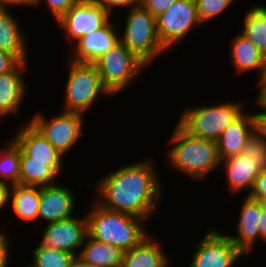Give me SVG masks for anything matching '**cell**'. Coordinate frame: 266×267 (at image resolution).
Returning <instances> with one entry per match:
<instances>
[{
  "label": "cell",
  "instance_id": "60d3db41",
  "mask_svg": "<svg viewBox=\"0 0 266 267\" xmlns=\"http://www.w3.org/2000/svg\"><path fill=\"white\" fill-rule=\"evenodd\" d=\"M255 113H256L257 129L266 139V113L260 111Z\"/></svg>",
  "mask_w": 266,
  "mask_h": 267
},
{
  "label": "cell",
  "instance_id": "603a6c76",
  "mask_svg": "<svg viewBox=\"0 0 266 267\" xmlns=\"http://www.w3.org/2000/svg\"><path fill=\"white\" fill-rule=\"evenodd\" d=\"M78 256L95 267H121L124 251L87 234Z\"/></svg>",
  "mask_w": 266,
  "mask_h": 267
},
{
  "label": "cell",
  "instance_id": "4316f807",
  "mask_svg": "<svg viewBox=\"0 0 266 267\" xmlns=\"http://www.w3.org/2000/svg\"><path fill=\"white\" fill-rule=\"evenodd\" d=\"M0 181L20 185V147L12 138L0 149Z\"/></svg>",
  "mask_w": 266,
  "mask_h": 267
},
{
  "label": "cell",
  "instance_id": "d4e9b609",
  "mask_svg": "<svg viewBox=\"0 0 266 267\" xmlns=\"http://www.w3.org/2000/svg\"><path fill=\"white\" fill-rule=\"evenodd\" d=\"M59 175L48 161L29 160V156L20 148V185L50 186L56 184Z\"/></svg>",
  "mask_w": 266,
  "mask_h": 267
},
{
  "label": "cell",
  "instance_id": "d6986e66",
  "mask_svg": "<svg viewBox=\"0 0 266 267\" xmlns=\"http://www.w3.org/2000/svg\"><path fill=\"white\" fill-rule=\"evenodd\" d=\"M220 167H224L222 171H225L224 177L230 193H240L244 190L248 191L246 195H249L261 173L258 164L242 154L222 160Z\"/></svg>",
  "mask_w": 266,
  "mask_h": 267
},
{
  "label": "cell",
  "instance_id": "7402d4cb",
  "mask_svg": "<svg viewBox=\"0 0 266 267\" xmlns=\"http://www.w3.org/2000/svg\"><path fill=\"white\" fill-rule=\"evenodd\" d=\"M229 45V60H231L235 75L255 70L258 78L263 68L264 55L256 45L241 32L233 36Z\"/></svg>",
  "mask_w": 266,
  "mask_h": 267
},
{
  "label": "cell",
  "instance_id": "484cf974",
  "mask_svg": "<svg viewBox=\"0 0 266 267\" xmlns=\"http://www.w3.org/2000/svg\"><path fill=\"white\" fill-rule=\"evenodd\" d=\"M241 33L250 39L258 50L266 55V6L255 5L248 10L243 18Z\"/></svg>",
  "mask_w": 266,
  "mask_h": 267
},
{
  "label": "cell",
  "instance_id": "f546056e",
  "mask_svg": "<svg viewBox=\"0 0 266 267\" xmlns=\"http://www.w3.org/2000/svg\"><path fill=\"white\" fill-rule=\"evenodd\" d=\"M235 0H195L198 16L204 24L221 13L234 3Z\"/></svg>",
  "mask_w": 266,
  "mask_h": 267
},
{
  "label": "cell",
  "instance_id": "b9f144b4",
  "mask_svg": "<svg viewBox=\"0 0 266 267\" xmlns=\"http://www.w3.org/2000/svg\"><path fill=\"white\" fill-rule=\"evenodd\" d=\"M69 267H95L92 264L85 262L79 256H76L70 263Z\"/></svg>",
  "mask_w": 266,
  "mask_h": 267
},
{
  "label": "cell",
  "instance_id": "5b68a950",
  "mask_svg": "<svg viewBox=\"0 0 266 267\" xmlns=\"http://www.w3.org/2000/svg\"><path fill=\"white\" fill-rule=\"evenodd\" d=\"M68 74L64 91L62 111L85 114L100 100L112 96L104 87L94 63L68 60ZM100 96V97H99Z\"/></svg>",
  "mask_w": 266,
  "mask_h": 267
},
{
  "label": "cell",
  "instance_id": "30bf717a",
  "mask_svg": "<svg viewBox=\"0 0 266 267\" xmlns=\"http://www.w3.org/2000/svg\"><path fill=\"white\" fill-rule=\"evenodd\" d=\"M218 228L210 227L193 250L188 267H234L245 256Z\"/></svg>",
  "mask_w": 266,
  "mask_h": 267
},
{
  "label": "cell",
  "instance_id": "e575fe53",
  "mask_svg": "<svg viewBox=\"0 0 266 267\" xmlns=\"http://www.w3.org/2000/svg\"><path fill=\"white\" fill-rule=\"evenodd\" d=\"M249 196L258 201H266V171L258 175Z\"/></svg>",
  "mask_w": 266,
  "mask_h": 267
},
{
  "label": "cell",
  "instance_id": "f35d334b",
  "mask_svg": "<svg viewBox=\"0 0 266 267\" xmlns=\"http://www.w3.org/2000/svg\"><path fill=\"white\" fill-rule=\"evenodd\" d=\"M36 4L37 0H0V7H9V9L11 6H29L34 8Z\"/></svg>",
  "mask_w": 266,
  "mask_h": 267
},
{
  "label": "cell",
  "instance_id": "ba28073f",
  "mask_svg": "<svg viewBox=\"0 0 266 267\" xmlns=\"http://www.w3.org/2000/svg\"><path fill=\"white\" fill-rule=\"evenodd\" d=\"M84 116L80 113L62 111L48 119L38 112L29 121L65 156L84 137Z\"/></svg>",
  "mask_w": 266,
  "mask_h": 267
},
{
  "label": "cell",
  "instance_id": "83f0119b",
  "mask_svg": "<svg viewBox=\"0 0 266 267\" xmlns=\"http://www.w3.org/2000/svg\"><path fill=\"white\" fill-rule=\"evenodd\" d=\"M76 256L53 248L34 247L31 263L35 267H69Z\"/></svg>",
  "mask_w": 266,
  "mask_h": 267
},
{
  "label": "cell",
  "instance_id": "f6af8a7d",
  "mask_svg": "<svg viewBox=\"0 0 266 267\" xmlns=\"http://www.w3.org/2000/svg\"><path fill=\"white\" fill-rule=\"evenodd\" d=\"M170 263H171V259L162 267H169L170 266Z\"/></svg>",
  "mask_w": 266,
  "mask_h": 267
},
{
  "label": "cell",
  "instance_id": "ac0fdd59",
  "mask_svg": "<svg viewBox=\"0 0 266 267\" xmlns=\"http://www.w3.org/2000/svg\"><path fill=\"white\" fill-rule=\"evenodd\" d=\"M257 129L256 113L244 112L231 123L217 140L219 157L222 160L241 154L249 137Z\"/></svg>",
  "mask_w": 266,
  "mask_h": 267
},
{
  "label": "cell",
  "instance_id": "7a4b0ae2",
  "mask_svg": "<svg viewBox=\"0 0 266 267\" xmlns=\"http://www.w3.org/2000/svg\"><path fill=\"white\" fill-rule=\"evenodd\" d=\"M175 125L168 141L172 146L166 152L168 164L188 179L202 182L220 168L217 141L194 137Z\"/></svg>",
  "mask_w": 266,
  "mask_h": 267
},
{
  "label": "cell",
  "instance_id": "d590c367",
  "mask_svg": "<svg viewBox=\"0 0 266 267\" xmlns=\"http://www.w3.org/2000/svg\"><path fill=\"white\" fill-rule=\"evenodd\" d=\"M9 235L3 230H0V267H8L10 259V239Z\"/></svg>",
  "mask_w": 266,
  "mask_h": 267
},
{
  "label": "cell",
  "instance_id": "ffe728a7",
  "mask_svg": "<svg viewBox=\"0 0 266 267\" xmlns=\"http://www.w3.org/2000/svg\"><path fill=\"white\" fill-rule=\"evenodd\" d=\"M19 21L9 8L0 7V50L14 54L21 62H28V37Z\"/></svg>",
  "mask_w": 266,
  "mask_h": 267
},
{
  "label": "cell",
  "instance_id": "74e56055",
  "mask_svg": "<svg viewBox=\"0 0 266 267\" xmlns=\"http://www.w3.org/2000/svg\"><path fill=\"white\" fill-rule=\"evenodd\" d=\"M258 87V93L257 97L255 99L256 108L258 107L261 112L266 113V82H257Z\"/></svg>",
  "mask_w": 266,
  "mask_h": 267
},
{
  "label": "cell",
  "instance_id": "cb8c5ba5",
  "mask_svg": "<svg viewBox=\"0 0 266 267\" xmlns=\"http://www.w3.org/2000/svg\"><path fill=\"white\" fill-rule=\"evenodd\" d=\"M40 187L12 185L10 193V211L23 221L38 220Z\"/></svg>",
  "mask_w": 266,
  "mask_h": 267
},
{
  "label": "cell",
  "instance_id": "9c48e42d",
  "mask_svg": "<svg viewBox=\"0 0 266 267\" xmlns=\"http://www.w3.org/2000/svg\"><path fill=\"white\" fill-rule=\"evenodd\" d=\"M156 25L158 37L169 51L203 24L198 16L195 0H177L156 18Z\"/></svg>",
  "mask_w": 266,
  "mask_h": 267
},
{
  "label": "cell",
  "instance_id": "7c38bea8",
  "mask_svg": "<svg viewBox=\"0 0 266 267\" xmlns=\"http://www.w3.org/2000/svg\"><path fill=\"white\" fill-rule=\"evenodd\" d=\"M45 225L41 231L39 247L53 248L72 253L75 256L79 255L88 234L86 214L78 217L75 213L70 218Z\"/></svg>",
  "mask_w": 266,
  "mask_h": 267
},
{
  "label": "cell",
  "instance_id": "277c9868",
  "mask_svg": "<svg viewBox=\"0 0 266 267\" xmlns=\"http://www.w3.org/2000/svg\"><path fill=\"white\" fill-rule=\"evenodd\" d=\"M244 104L241 100L190 106L183 108L177 123L194 137L217 141L222 132L245 112Z\"/></svg>",
  "mask_w": 266,
  "mask_h": 267
},
{
  "label": "cell",
  "instance_id": "3957f363",
  "mask_svg": "<svg viewBox=\"0 0 266 267\" xmlns=\"http://www.w3.org/2000/svg\"><path fill=\"white\" fill-rule=\"evenodd\" d=\"M86 212L87 231L91 238L121 248L124 252L138 245L150 232L148 222L140 217L100 206L94 197Z\"/></svg>",
  "mask_w": 266,
  "mask_h": 267
},
{
  "label": "cell",
  "instance_id": "d6a6232c",
  "mask_svg": "<svg viewBox=\"0 0 266 267\" xmlns=\"http://www.w3.org/2000/svg\"><path fill=\"white\" fill-rule=\"evenodd\" d=\"M106 9L111 15L117 7L120 9L127 8L126 10L141 5V0H94Z\"/></svg>",
  "mask_w": 266,
  "mask_h": 267
},
{
  "label": "cell",
  "instance_id": "2e32d148",
  "mask_svg": "<svg viewBox=\"0 0 266 267\" xmlns=\"http://www.w3.org/2000/svg\"><path fill=\"white\" fill-rule=\"evenodd\" d=\"M239 208L238 222L235 225L237 234L228 237L244 255H248L260 240L261 205L258 200L246 195Z\"/></svg>",
  "mask_w": 266,
  "mask_h": 267
},
{
  "label": "cell",
  "instance_id": "7bdbcfd3",
  "mask_svg": "<svg viewBox=\"0 0 266 267\" xmlns=\"http://www.w3.org/2000/svg\"><path fill=\"white\" fill-rule=\"evenodd\" d=\"M257 79H258L257 82H266V55H264L263 68H262V71H261V73Z\"/></svg>",
  "mask_w": 266,
  "mask_h": 267
},
{
  "label": "cell",
  "instance_id": "8fae6325",
  "mask_svg": "<svg viewBox=\"0 0 266 267\" xmlns=\"http://www.w3.org/2000/svg\"><path fill=\"white\" fill-rule=\"evenodd\" d=\"M111 19V14L94 0H81L57 21L66 41L71 46L83 36H87L105 26Z\"/></svg>",
  "mask_w": 266,
  "mask_h": 267
},
{
  "label": "cell",
  "instance_id": "9a60e30c",
  "mask_svg": "<svg viewBox=\"0 0 266 267\" xmlns=\"http://www.w3.org/2000/svg\"><path fill=\"white\" fill-rule=\"evenodd\" d=\"M111 19L105 26L81 37L70 48V60L75 62L94 63L104 55L111 47L120 41L117 24ZM116 28V29H114ZM117 31V32H116ZM75 46V47H74Z\"/></svg>",
  "mask_w": 266,
  "mask_h": 267
},
{
  "label": "cell",
  "instance_id": "8992f818",
  "mask_svg": "<svg viewBox=\"0 0 266 267\" xmlns=\"http://www.w3.org/2000/svg\"><path fill=\"white\" fill-rule=\"evenodd\" d=\"M125 25L120 41L147 65L167 49L162 45L158 34L156 18L142 5L127 10Z\"/></svg>",
  "mask_w": 266,
  "mask_h": 267
},
{
  "label": "cell",
  "instance_id": "f1b7e54d",
  "mask_svg": "<svg viewBox=\"0 0 266 267\" xmlns=\"http://www.w3.org/2000/svg\"><path fill=\"white\" fill-rule=\"evenodd\" d=\"M241 154L256 162L261 172L266 171V139L258 129L249 137Z\"/></svg>",
  "mask_w": 266,
  "mask_h": 267
},
{
  "label": "cell",
  "instance_id": "e0dca14e",
  "mask_svg": "<svg viewBox=\"0 0 266 267\" xmlns=\"http://www.w3.org/2000/svg\"><path fill=\"white\" fill-rule=\"evenodd\" d=\"M28 67V62H21L13 71L0 74V122L3 118L7 119V116L19 114L26 94L28 95V83L23 76Z\"/></svg>",
  "mask_w": 266,
  "mask_h": 267
},
{
  "label": "cell",
  "instance_id": "52a82bcc",
  "mask_svg": "<svg viewBox=\"0 0 266 267\" xmlns=\"http://www.w3.org/2000/svg\"><path fill=\"white\" fill-rule=\"evenodd\" d=\"M104 87L119 95L143 74L148 65L119 41L94 62ZM143 69V70H142Z\"/></svg>",
  "mask_w": 266,
  "mask_h": 267
},
{
  "label": "cell",
  "instance_id": "44dd1931",
  "mask_svg": "<svg viewBox=\"0 0 266 267\" xmlns=\"http://www.w3.org/2000/svg\"><path fill=\"white\" fill-rule=\"evenodd\" d=\"M160 240L151 233L138 245L124 252L121 267H162L170 256L165 252Z\"/></svg>",
  "mask_w": 266,
  "mask_h": 267
},
{
  "label": "cell",
  "instance_id": "4dcf8cb0",
  "mask_svg": "<svg viewBox=\"0 0 266 267\" xmlns=\"http://www.w3.org/2000/svg\"><path fill=\"white\" fill-rule=\"evenodd\" d=\"M45 1V2H44ZM81 0H37L35 7L45 3L47 10L50 11L54 22H56L63 14L69 11L74 5L78 4Z\"/></svg>",
  "mask_w": 266,
  "mask_h": 267
},
{
  "label": "cell",
  "instance_id": "ee69618b",
  "mask_svg": "<svg viewBox=\"0 0 266 267\" xmlns=\"http://www.w3.org/2000/svg\"><path fill=\"white\" fill-rule=\"evenodd\" d=\"M24 267H35L31 262H29L28 264L25 263V265H23Z\"/></svg>",
  "mask_w": 266,
  "mask_h": 267
},
{
  "label": "cell",
  "instance_id": "5bb4252c",
  "mask_svg": "<svg viewBox=\"0 0 266 267\" xmlns=\"http://www.w3.org/2000/svg\"><path fill=\"white\" fill-rule=\"evenodd\" d=\"M74 190L58 183L40 187L38 220L54 223L74 216L77 203Z\"/></svg>",
  "mask_w": 266,
  "mask_h": 267
},
{
  "label": "cell",
  "instance_id": "1f68e13d",
  "mask_svg": "<svg viewBox=\"0 0 266 267\" xmlns=\"http://www.w3.org/2000/svg\"><path fill=\"white\" fill-rule=\"evenodd\" d=\"M177 0H141V5L155 18L166 12Z\"/></svg>",
  "mask_w": 266,
  "mask_h": 267
},
{
  "label": "cell",
  "instance_id": "836d02e7",
  "mask_svg": "<svg viewBox=\"0 0 266 267\" xmlns=\"http://www.w3.org/2000/svg\"><path fill=\"white\" fill-rule=\"evenodd\" d=\"M20 63L14 54L0 50V74L13 71Z\"/></svg>",
  "mask_w": 266,
  "mask_h": 267
},
{
  "label": "cell",
  "instance_id": "ab89813d",
  "mask_svg": "<svg viewBox=\"0 0 266 267\" xmlns=\"http://www.w3.org/2000/svg\"><path fill=\"white\" fill-rule=\"evenodd\" d=\"M261 205L260 241L266 243V201H259Z\"/></svg>",
  "mask_w": 266,
  "mask_h": 267
},
{
  "label": "cell",
  "instance_id": "8d00e7d4",
  "mask_svg": "<svg viewBox=\"0 0 266 267\" xmlns=\"http://www.w3.org/2000/svg\"><path fill=\"white\" fill-rule=\"evenodd\" d=\"M12 185L9 183L0 181V213L1 210H5V207L10 208V193Z\"/></svg>",
  "mask_w": 266,
  "mask_h": 267
},
{
  "label": "cell",
  "instance_id": "6da1fadb",
  "mask_svg": "<svg viewBox=\"0 0 266 267\" xmlns=\"http://www.w3.org/2000/svg\"><path fill=\"white\" fill-rule=\"evenodd\" d=\"M153 159L144 157L103 176L93 186L97 194L94 200L106 209L150 220L164 198V184Z\"/></svg>",
  "mask_w": 266,
  "mask_h": 267
},
{
  "label": "cell",
  "instance_id": "4fadbf2b",
  "mask_svg": "<svg viewBox=\"0 0 266 267\" xmlns=\"http://www.w3.org/2000/svg\"><path fill=\"white\" fill-rule=\"evenodd\" d=\"M17 129L11 138L29 156V160L48 161L58 174L63 173L64 155L30 121Z\"/></svg>",
  "mask_w": 266,
  "mask_h": 267
}]
</instances>
